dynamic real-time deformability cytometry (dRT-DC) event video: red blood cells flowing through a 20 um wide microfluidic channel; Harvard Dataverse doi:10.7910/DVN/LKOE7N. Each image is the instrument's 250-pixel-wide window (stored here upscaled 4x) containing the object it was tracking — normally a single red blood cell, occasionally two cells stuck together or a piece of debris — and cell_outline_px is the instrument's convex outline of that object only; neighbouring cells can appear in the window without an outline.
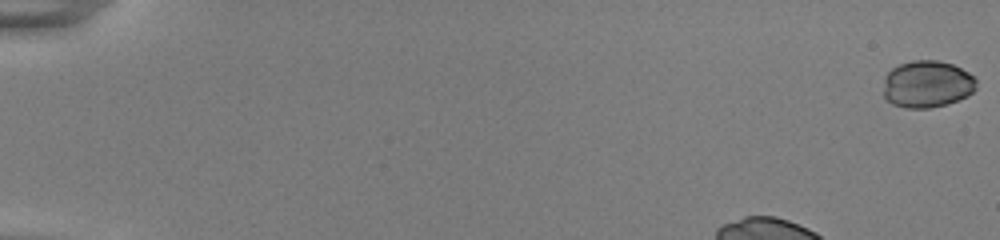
{"species": "common noctule bat (a hibernating species)", "species_latin": "Nyctalus noctula", "temperature_condition": "room temperature", "stored_images_in_passage": 50, "camera_frame_rate_fps": 3000, "um_per_image_px": 0.085, "animal": {"sex": "female", "body_mass_g": 22.0, "forearm_length_mm": 56.7}, "frame": {"image": 1, "passage_image": 1, "time_ms": 0.0, "image_size_px": [1000, 240], "cell_outline_px": [[976, 88], [968, 96], [948, 104], [928, 108], [904, 108], [892, 104], [884, 96], [884, 76], [892, 68], [900, 64], [912, 60], [936, 60], [952, 64], [968, 72], [976, 80]], "centroid_in_image_um": [78.79, 7.16], "position_along_channel_um": 6.2, "area_um2": 25.61}}
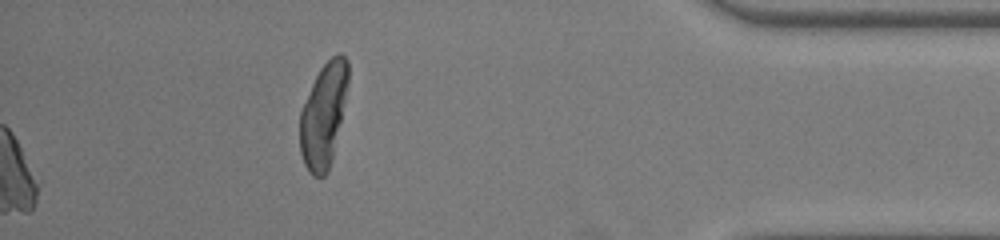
{"frame": {"image": 2, "passage_image": 50, "time_ms": 16.333, "image_size_px": [1000, 240], "cell_outline_px": [[348, 84], [332, 156], [328, 172], [324, 176], [312, 176], [308, 172], [304, 164], [300, 152], [300, 112], [312, 84], [320, 68], [332, 56], [340, 52], [348, 60]], "centroid_in_image_um": [27.48, 9.78], "position_along_channel_um": 407.7, "area_um2": 28.73}}